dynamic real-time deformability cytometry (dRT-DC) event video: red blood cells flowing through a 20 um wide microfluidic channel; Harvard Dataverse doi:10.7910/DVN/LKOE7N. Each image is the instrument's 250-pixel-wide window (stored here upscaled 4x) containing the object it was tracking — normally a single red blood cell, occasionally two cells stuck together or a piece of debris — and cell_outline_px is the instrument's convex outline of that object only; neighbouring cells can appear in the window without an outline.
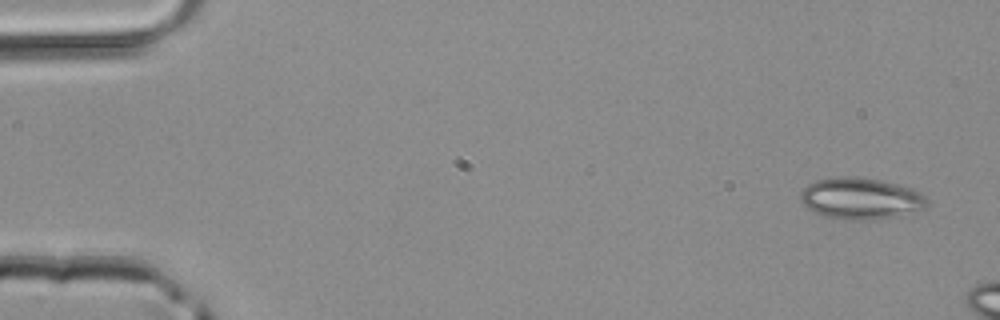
{"species": "common noctule bat (a hibernating species)", "species_latin": "Nyctalus noctula", "temperature_condition": "room temperature", "stored_images_in_passage": 3, "camera_frame_rate_fps": 3000, "um_per_image_px": 0.085, "animal": {"sex": "male", "body_mass_g": 20.4}, "frame": {"image": 1, "passage_image": 1, "time_ms": 0.0, "image_size_px": [1000, 320], "cell_outline_px": [[928, 208], [896, 216], [868, 220], [840, 220], [824, 216], [812, 212], [800, 200], [800, 192], [808, 184], [816, 180], [836, 176], [848, 176], [880, 180], [912, 188], [920, 192], [928, 200]], "centroid_in_image_um": [73.15, 16.88], "position_along_channel_um": 11.9, "area_um2": 30.87}}